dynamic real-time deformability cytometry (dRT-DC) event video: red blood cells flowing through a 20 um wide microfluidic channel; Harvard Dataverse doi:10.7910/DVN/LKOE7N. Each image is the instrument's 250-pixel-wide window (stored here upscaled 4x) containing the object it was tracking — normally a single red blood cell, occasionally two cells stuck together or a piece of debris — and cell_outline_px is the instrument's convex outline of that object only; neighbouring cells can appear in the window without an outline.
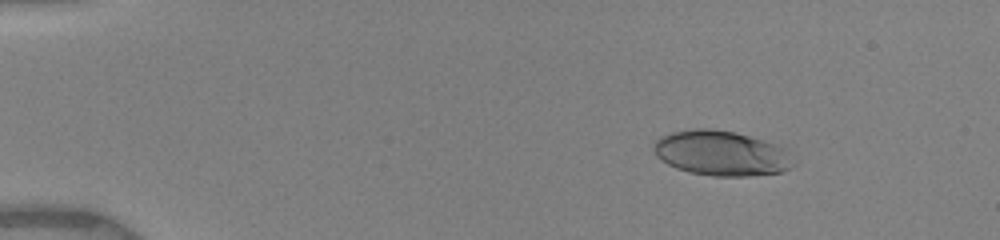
{"species": "human", "species_latin": "Homo sapiens", "temperature_condition": "warm", "stored_images_in_passage": 13, "camera_frame_rate_fps": 3000, "um_per_image_px": 0.085, "donor": {"sex": "female"}, "frame": {"image": 1, "passage_image": 4, "time_ms": 2.0, "image_size_px": [1000, 240], "cell_outline_px": [[796, 164], [784, 172], [748, 176], [712, 176], [688, 172], [676, 168], [660, 160], [656, 156], [652, 144], [660, 136], [672, 132], [692, 128], [708, 128], [736, 132], [788, 148], [796, 160]], "centroid_in_image_um": [61.35, 13.03], "position_along_channel_um": 23.7, "area_um2": 37.28}}
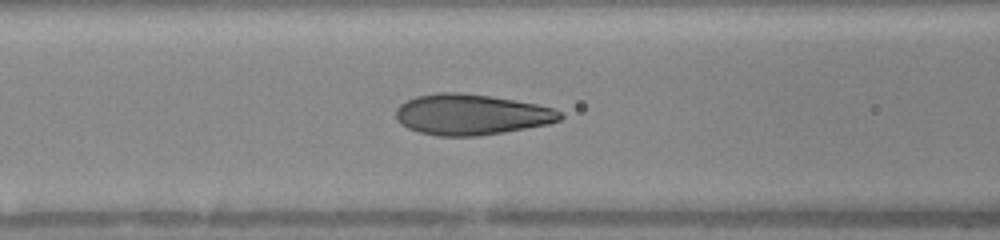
{"frame": {"image": 2, "passage_image": 11, "time_ms": 7.0, "image_size_px": [1000, 240], "cell_outline_px": [[564, 116], [560, 120], [548, 124], [504, 132], [476, 136], [436, 136], [420, 132], [408, 128], [400, 124], [396, 120], [396, 108], [400, 104], [416, 96], [440, 92], [460, 92], [488, 96], [536, 104], [552, 108], [560, 112]], "centroid_in_image_um": [40.02, 9.74], "position_along_channel_um": 126.6, "area_um2": 38.84}}
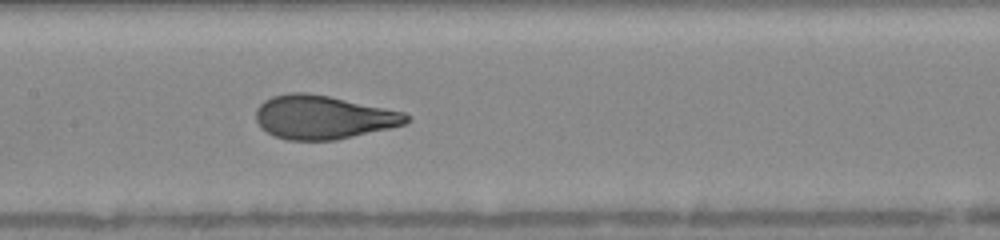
{"frame": {"image": 3, "passage_image": 13, "time_ms": 8.333, "image_size_px": [1000, 240], "cell_outline_px": [[412, 120], [404, 124], [388, 128], [336, 140], [288, 140], [276, 136], [260, 128], [256, 120], [256, 108], [264, 100], [272, 96], [288, 92], [304, 92], [328, 96], [404, 112]], "centroid_in_image_um": [27.43, 9.96], "position_along_channel_um": 180.0, "area_um2": 38.03}}